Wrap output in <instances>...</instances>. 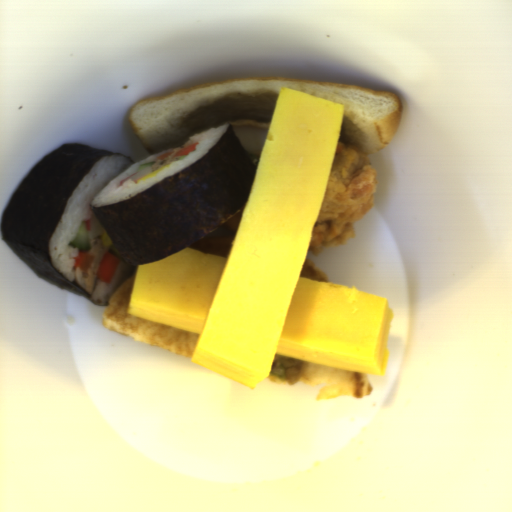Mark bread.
<instances>
[{"mask_svg": "<svg viewBox=\"0 0 512 512\" xmlns=\"http://www.w3.org/2000/svg\"><path fill=\"white\" fill-rule=\"evenodd\" d=\"M283 89L343 105L338 140L367 157L388 144L400 125L395 92L351 84L287 78H230L136 102L129 126L153 155L182 147L191 137L237 118L272 119Z\"/></svg>", "mask_w": 512, "mask_h": 512, "instance_id": "1", "label": "bread"}, {"mask_svg": "<svg viewBox=\"0 0 512 512\" xmlns=\"http://www.w3.org/2000/svg\"><path fill=\"white\" fill-rule=\"evenodd\" d=\"M299 381L307 387L316 389V400L319 401L339 397L360 400L371 395L373 389L369 375L305 360Z\"/></svg>", "mask_w": 512, "mask_h": 512, "instance_id": "3", "label": "bread"}, {"mask_svg": "<svg viewBox=\"0 0 512 512\" xmlns=\"http://www.w3.org/2000/svg\"><path fill=\"white\" fill-rule=\"evenodd\" d=\"M137 265L107 300L102 314L105 328L133 337L164 350L193 359L200 334L128 314Z\"/></svg>", "mask_w": 512, "mask_h": 512, "instance_id": "2", "label": "bread"}, {"mask_svg": "<svg viewBox=\"0 0 512 512\" xmlns=\"http://www.w3.org/2000/svg\"><path fill=\"white\" fill-rule=\"evenodd\" d=\"M299 276L331 283L327 273L313 259L306 256L304 258Z\"/></svg>", "mask_w": 512, "mask_h": 512, "instance_id": "4", "label": "bread"}]
</instances>
